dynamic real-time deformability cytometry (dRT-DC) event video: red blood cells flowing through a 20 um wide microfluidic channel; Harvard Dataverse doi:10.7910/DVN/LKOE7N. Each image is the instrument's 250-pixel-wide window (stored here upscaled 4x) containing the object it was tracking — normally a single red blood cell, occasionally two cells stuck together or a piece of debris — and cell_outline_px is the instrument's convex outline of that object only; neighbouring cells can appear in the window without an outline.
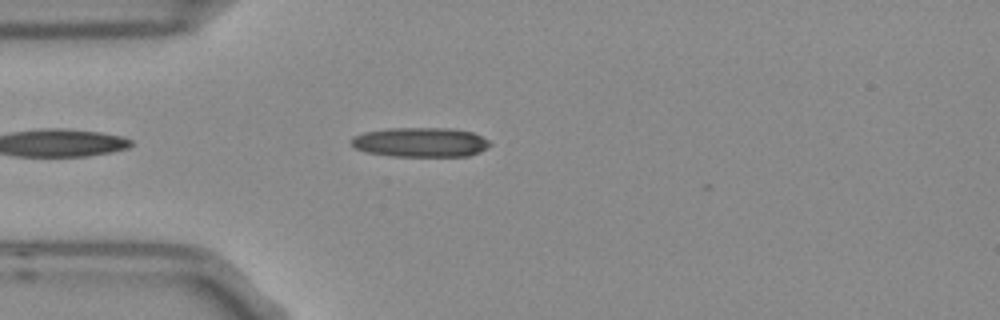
{"species": "Egyptian fruit bat (a non-hibernating species)", "species_latin": "Rousettus aegyptiacus", "temperature_condition": "room temperature", "stored_images_in_passage": 4, "camera_frame_rate_fps": 3000, "um_per_image_px": 0.085, "frame": {"image": 1, "passage_image": 4, "time_ms": 1.0, "image_size_px": [1000, 320], "cell_outline_px": [[492, 144], [488, 148], [480, 152], [468, 156], [392, 156], [368, 152], [356, 148], [352, 144], [352, 140], [356, 136], [364, 132], [388, 128], [452, 128], [472, 132], [488, 140]], "centroid_in_image_um": [35.8, 12.09], "position_along_channel_um": 49.2, "area_um2": 23.76}}